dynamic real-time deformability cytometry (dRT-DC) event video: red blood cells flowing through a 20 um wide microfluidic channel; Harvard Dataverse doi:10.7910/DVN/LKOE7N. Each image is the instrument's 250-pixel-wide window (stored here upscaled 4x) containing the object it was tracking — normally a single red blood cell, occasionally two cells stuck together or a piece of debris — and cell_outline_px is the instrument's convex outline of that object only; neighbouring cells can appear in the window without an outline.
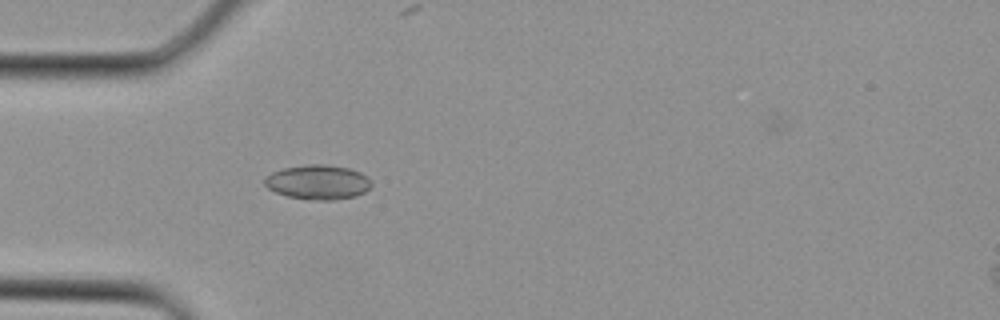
{"species": "Egyptian fruit bat (a non-hibernating species)", "species_latin": "Rousettus aegyptiacus", "temperature_condition": "cold", "stored_images_in_passage": 2, "camera_frame_rate_fps": 3000, "um_per_image_px": 0.085, "animal": {"sex": "female"}, "frame": {"image": 1, "passage_image": 1, "time_ms": 0.0, "image_size_px": [1000, 320], "cell_outline_px": [[372, 184], [364, 192], [356, 196], [332, 200], [316, 200], [288, 196], [276, 192], [268, 188], [264, 184], [264, 176], [272, 172], [284, 168], [304, 164], [324, 164], [348, 168], [360, 172], [368, 176]], "centroid_in_image_um": [27.01, 15.47], "position_along_channel_um": 58.0, "area_um2": 21.5}}